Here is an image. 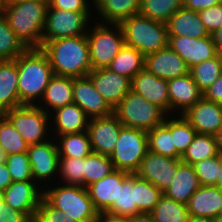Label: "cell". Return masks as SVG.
I'll list each match as a JSON object with an SVG mask.
<instances>
[{"label": "cell", "mask_w": 222, "mask_h": 222, "mask_svg": "<svg viewBox=\"0 0 222 222\" xmlns=\"http://www.w3.org/2000/svg\"><path fill=\"white\" fill-rule=\"evenodd\" d=\"M41 49L47 54L57 76L84 77L92 70L86 35L47 41Z\"/></svg>", "instance_id": "1"}, {"label": "cell", "mask_w": 222, "mask_h": 222, "mask_svg": "<svg viewBox=\"0 0 222 222\" xmlns=\"http://www.w3.org/2000/svg\"><path fill=\"white\" fill-rule=\"evenodd\" d=\"M15 61L20 103L37 105L54 76L48 56L41 48H27Z\"/></svg>", "instance_id": "2"}, {"label": "cell", "mask_w": 222, "mask_h": 222, "mask_svg": "<svg viewBox=\"0 0 222 222\" xmlns=\"http://www.w3.org/2000/svg\"><path fill=\"white\" fill-rule=\"evenodd\" d=\"M48 0H26L7 5L3 16L26 48L43 46Z\"/></svg>", "instance_id": "3"}, {"label": "cell", "mask_w": 222, "mask_h": 222, "mask_svg": "<svg viewBox=\"0 0 222 222\" xmlns=\"http://www.w3.org/2000/svg\"><path fill=\"white\" fill-rule=\"evenodd\" d=\"M52 185L43 188V198L51 206L78 222L96 221L98 212L95 210L85 187L59 182H55V186Z\"/></svg>", "instance_id": "4"}, {"label": "cell", "mask_w": 222, "mask_h": 222, "mask_svg": "<svg viewBox=\"0 0 222 222\" xmlns=\"http://www.w3.org/2000/svg\"><path fill=\"white\" fill-rule=\"evenodd\" d=\"M119 25L122 28L125 44L136 48L144 56L168 46L167 24L136 14Z\"/></svg>", "instance_id": "5"}, {"label": "cell", "mask_w": 222, "mask_h": 222, "mask_svg": "<svg viewBox=\"0 0 222 222\" xmlns=\"http://www.w3.org/2000/svg\"><path fill=\"white\" fill-rule=\"evenodd\" d=\"M94 23L86 33L92 70L107 68L125 44L119 24Z\"/></svg>", "instance_id": "6"}, {"label": "cell", "mask_w": 222, "mask_h": 222, "mask_svg": "<svg viewBox=\"0 0 222 222\" xmlns=\"http://www.w3.org/2000/svg\"><path fill=\"white\" fill-rule=\"evenodd\" d=\"M113 113L123 126L144 131L163 124L168 116L161 108L132 90L113 109Z\"/></svg>", "instance_id": "7"}, {"label": "cell", "mask_w": 222, "mask_h": 222, "mask_svg": "<svg viewBox=\"0 0 222 222\" xmlns=\"http://www.w3.org/2000/svg\"><path fill=\"white\" fill-rule=\"evenodd\" d=\"M3 115L28 145L39 144L52 137L50 115L37 105H22Z\"/></svg>", "instance_id": "8"}, {"label": "cell", "mask_w": 222, "mask_h": 222, "mask_svg": "<svg viewBox=\"0 0 222 222\" xmlns=\"http://www.w3.org/2000/svg\"><path fill=\"white\" fill-rule=\"evenodd\" d=\"M147 151V131L123 126L110 159L114 169L135 174Z\"/></svg>", "instance_id": "9"}, {"label": "cell", "mask_w": 222, "mask_h": 222, "mask_svg": "<svg viewBox=\"0 0 222 222\" xmlns=\"http://www.w3.org/2000/svg\"><path fill=\"white\" fill-rule=\"evenodd\" d=\"M93 12H73L47 8L43 28V45L50 40L86 35ZM90 22V23H89Z\"/></svg>", "instance_id": "10"}, {"label": "cell", "mask_w": 222, "mask_h": 222, "mask_svg": "<svg viewBox=\"0 0 222 222\" xmlns=\"http://www.w3.org/2000/svg\"><path fill=\"white\" fill-rule=\"evenodd\" d=\"M53 139L52 137L45 142L29 145L27 150L33 179L42 189L58 179L59 153Z\"/></svg>", "instance_id": "11"}, {"label": "cell", "mask_w": 222, "mask_h": 222, "mask_svg": "<svg viewBox=\"0 0 222 222\" xmlns=\"http://www.w3.org/2000/svg\"><path fill=\"white\" fill-rule=\"evenodd\" d=\"M181 162V159L163 156L148 150L135 174L164 192L173 182L177 167Z\"/></svg>", "instance_id": "12"}, {"label": "cell", "mask_w": 222, "mask_h": 222, "mask_svg": "<svg viewBox=\"0 0 222 222\" xmlns=\"http://www.w3.org/2000/svg\"><path fill=\"white\" fill-rule=\"evenodd\" d=\"M2 195L6 205L26 214L34 222L43 198V189L34 180L12 182Z\"/></svg>", "instance_id": "13"}, {"label": "cell", "mask_w": 222, "mask_h": 222, "mask_svg": "<svg viewBox=\"0 0 222 222\" xmlns=\"http://www.w3.org/2000/svg\"><path fill=\"white\" fill-rule=\"evenodd\" d=\"M123 124L112 113L105 117L91 118L87 133L94 153L110 156L115 149Z\"/></svg>", "instance_id": "14"}, {"label": "cell", "mask_w": 222, "mask_h": 222, "mask_svg": "<svg viewBox=\"0 0 222 222\" xmlns=\"http://www.w3.org/2000/svg\"><path fill=\"white\" fill-rule=\"evenodd\" d=\"M168 38L169 47L182 57L189 69L219 54L211 35L204 38L189 36H168Z\"/></svg>", "instance_id": "15"}, {"label": "cell", "mask_w": 222, "mask_h": 222, "mask_svg": "<svg viewBox=\"0 0 222 222\" xmlns=\"http://www.w3.org/2000/svg\"><path fill=\"white\" fill-rule=\"evenodd\" d=\"M95 89L114 109L131 90V79L108 68L93 69L88 73Z\"/></svg>", "instance_id": "16"}, {"label": "cell", "mask_w": 222, "mask_h": 222, "mask_svg": "<svg viewBox=\"0 0 222 222\" xmlns=\"http://www.w3.org/2000/svg\"><path fill=\"white\" fill-rule=\"evenodd\" d=\"M73 103L77 104L90 119L113 113V109L95 89L89 76L73 78Z\"/></svg>", "instance_id": "17"}, {"label": "cell", "mask_w": 222, "mask_h": 222, "mask_svg": "<svg viewBox=\"0 0 222 222\" xmlns=\"http://www.w3.org/2000/svg\"><path fill=\"white\" fill-rule=\"evenodd\" d=\"M131 90L170 115L168 80L156 77L144 68L131 79Z\"/></svg>", "instance_id": "18"}, {"label": "cell", "mask_w": 222, "mask_h": 222, "mask_svg": "<svg viewBox=\"0 0 222 222\" xmlns=\"http://www.w3.org/2000/svg\"><path fill=\"white\" fill-rule=\"evenodd\" d=\"M181 115L196 133L214 135L222 125V104L202 98Z\"/></svg>", "instance_id": "19"}, {"label": "cell", "mask_w": 222, "mask_h": 222, "mask_svg": "<svg viewBox=\"0 0 222 222\" xmlns=\"http://www.w3.org/2000/svg\"><path fill=\"white\" fill-rule=\"evenodd\" d=\"M144 68L156 77L170 80L189 73L185 61L169 45L145 56Z\"/></svg>", "instance_id": "20"}, {"label": "cell", "mask_w": 222, "mask_h": 222, "mask_svg": "<svg viewBox=\"0 0 222 222\" xmlns=\"http://www.w3.org/2000/svg\"><path fill=\"white\" fill-rule=\"evenodd\" d=\"M170 115H181L203 98V92L190 73L168 80ZM174 113V114H173Z\"/></svg>", "instance_id": "21"}, {"label": "cell", "mask_w": 222, "mask_h": 222, "mask_svg": "<svg viewBox=\"0 0 222 222\" xmlns=\"http://www.w3.org/2000/svg\"><path fill=\"white\" fill-rule=\"evenodd\" d=\"M129 174L115 169L106 177L86 187L93 206L98 213L106 212L113 205V202L117 201L118 189Z\"/></svg>", "instance_id": "22"}, {"label": "cell", "mask_w": 222, "mask_h": 222, "mask_svg": "<svg viewBox=\"0 0 222 222\" xmlns=\"http://www.w3.org/2000/svg\"><path fill=\"white\" fill-rule=\"evenodd\" d=\"M89 120L90 118L77 104H68L50 114V128L53 131L51 134L64 135L87 131Z\"/></svg>", "instance_id": "23"}, {"label": "cell", "mask_w": 222, "mask_h": 222, "mask_svg": "<svg viewBox=\"0 0 222 222\" xmlns=\"http://www.w3.org/2000/svg\"><path fill=\"white\" fill-rule=\"evenodd\" d=\"M71 103H73V78L54 75L37 106L50 115L53 111Z\"/></svg>", "instance_id": "24"}, {"label": "cell", "mask_w": 222, "mask_h": 222, "mask_svg": "<svg viewBox=\"0 0 222 222\" xmlns=\"http://www.w3.org/2000/svg\"><path fill=\"white\" fill-rule=\"evenodd\" d=\"M19 106L17 63L15 59L0 60V113Z\"/></svg>", "instance_id": "25"}, {"label": "cell", "mask_w": 222, "mask_h": 222, "mask_svg": "<svg viewBox=\"0 0 222 222\" xmlns=\"http://www.w3.org/2000/svg\"><path fill=\"white\" fill-rule=\"evenodd\" d=\"M186 205L190 216L214 219L222 206V190L216 186H200Z\"/></svg>", "instance_id": "26"}, {"label": "cell", "mask_w": 222, "mask_h": 222, "mask_svg": "<svg viewBox=\"0 0 222 222\" xmlns=\"http://www.w3.org/2000/svg\"><path fill=\"white\" fill-rule=\"evenodd\" d=\"M200 186L193 165L181 162L177 167V173L173 182L165 189L163 195L169 199L187 204L189 198Z\"/></svg>", "instance_id": "27"}, {"label": "cell", "mask_w": 222, "mask_h": 222, "mask_svg": "<svg viewBox=\"0 0 222 222\" xmlns=\"http://www.w3.org/2000/svg\"><path fill=\"white\" fill-rule=\"evenodd\" d=\"M168 36H189L191 38H204L210 36L201 21L198 12L178 9L167 23Z\"/></svg>", "instance_id": "28"}, {"label": "cell", "mask_w": 222, "mask_h": 222, "mask_svg": "<svg viewBox=\"0 0 222 222\" xmlns=\"http://www.w3.org/2000/svg\"><path fill=\"white\" fill-rule=\"evenodd\" d=\"M102 23L120 24L139 12L140 0H93ZM100 18V19H99ZM103 18V19H102Z\"/></svg>", "instance_id": "29"}, {"label": "cell", "mask_w": 222, "mask_h": 222, "mask_svg": "<svg viewBox=\"0 0 222 222\" xmlns=\"http://www.w3.org/2000/svg\"><path fill=\"white\" fill-rule=\"evenodd\" d=\"M148 150L167 157L181 159L176 151L173 136L171 135V115L165 118L163 124L147 131Z\"/></svg>", "instance_id": "30"}, {"label": "cell", "mask_w": 222, "mask_h": 222, "mask_svg": "<svg viewBox=\"0 0 222 222\" xmlns=\"http://www.w3.org/2000/svg\"><path fill=\"white\" fill-rule=\"evenodd\" d=\"M52 137L56 141L59 157L85 158L93 152L87 131Z\"/></svg>", "instance_id": "31"}, {"label": "cell", "mask_w": 222, "mask_h": 222, "mask_svg": "<svg viewBox=\"0 0 222 222\" xmlns=\"http://www.w3.org/2000/svg\"><path fill=\"white\" fill-rule=\"evenodd\" d=\"M144 64L145 56L136 48L124 44L107 68L132 79L144 69Z\"/></svg>", "instance_id": "32"}, {"label": "cell", "mask_w": 222, "mask_h": 222, "mask_svg": "<svg viewBox=\"0 0 222 222\" xmlns=\"http://www.w3.org/2000/svg\"><path fill=\"white\" fill-rule=\"evenodd\" d=\"M109 213L132 216L138 214L136 204V174H129L118 189L117 201L106 211Z\"/></svg>", "instance_id": "33"}, {"label": "cell", "mask_w": 222, "mask_h": 222, "mask_svg": "<svg viewBox=\"0 0 222 222\" xmlns=\"http://www.w3.org/2000/svg\"><path fill=\"white\" fill-rule=\"evenodd\" d=\"M219 154L214 135L197 133L192 143L181 156L183 163L193 165L204 159L214 157Z\"/></svg>", "instance_id": "34"}, {"label": "cell", "mask_w": 222, "mask_h": 222, "mask_svg": "<svg viewBox=\"0 0 222 222\" xmlns=\"http://www.w3.org/2000/svg\"><path fill=\"white\" fill-rule=\"evenodd\" d=\"M183 7V0H140L138 14L167 24L176 11Z\"/></svg>", "instance_id": "35"}, {"label": "cell", "mask_w": 222, "mask_h": 222, "mask_svg": "<svg viewBox=\"0 0 222 222\" xmlns=\"http://www.w3.org/2000/svg\"><path fill=\"white\" fill-rule=\"evenodd\" d=\"M189 73L200 90L204 92L222 73V55L218 54L216 57L193 66Z\"/></svg>", "instance_id": "36"}, {"label": "cell", "mask_w": 222, "mask_h": 222, "mask_svg": "<svg viewBox=\"0 0 222 222\" xmlns=\"http://www.w3.org/2000/svg\"><path fill=\"white\" fill-rule=\"evenodd\" d=\"M150 213L155 222H187L190 216L186 204L164 195Z\"/></svg>", "instance_id": "37"}, {"label": "cell", "mask_w": 222, "mask_h": 222, "mask_svg": "<svg viewBox=\"0 0 222 222\" xmlns=\"http://www.w3.org/2000/svg\"><path fill=\"white\" fill-rule=\"evenodd\" d=\"M114 170L110 156L92 152L84 158V187L99 181Z\"/></svg>", "instance_id": "38"}, {"label": "cell", "mask_w": 222, "mask_h": 222, "mask_svg": "<svg viewBox=\"0 0 222 222\" xmlns=\"http://www.w3.org/2000/svg\"><path fill=\"white\" fill-rule=\"evenodd\" d=\"M26 49L8 25L6 18L0 15V60L16 59Z\"/></svg>", "instance_id": "39"}, {"label": "cell", "mask_w": 222, "mask_h": 222, "mask_svg": "<svg viewBox=\"0 0 222 222\" xmlns=\"http://www.w3.org/2000/svg\"><path fill=\"white\" fill-rule=\"evenodd\" d=\"M58 179L55 182L84 187V158L59 157Z\"/></svg>", "instance_id": "40"}, {"label": "cell", "mask_w": 222, "mask_h": 222, "mask_svg": "<svg viewBox=\"0 0 222 222\" xmlns=\"http://www.w3.org/2000/svg\"><path fill=\"white\" fill-rule=\"evenodd\" d=\"M162 196L163 192L159 188L136 174V204L138 213H150Z\"/></svg>", "instance_id": "41"}, {"label": "cell", "mask_w": 222, "mask_h": 222, "mask_svg": "<svg viewBox=\"0 0 222 222\" xmlns=\"http://www.w3.org/2000/svg\"><path fill=\"white\" fill-rule=\"evenodd\" d=\"M28 146L16 128L3 116L0 119V147L8 155L27 152Z\"/></svg>", "instance_id": "42"}, {"label": "cell", "mask_w": 222, "mask_h": 222, "mask_svg": "<svg viewBox=\"0 0 222 222\" xmlns=\"http://www.w3.org/2000/svg\"><path fill=\"white\" fill-rule=\"evenodd\" d=\"M176 117V118H175ZM196 130L182 115H171V135L176 151L182 156L196 136Z\"/></svg>", "instance_id": "43"}, {"label": "cell", "mask_w": 222, "mask_h": 222, "mask_svg": "<svg viewBox=\"0 0 222 222\" xmlns=\"http://www.w3.org/2000/svg\"><path fill=\"white\" fill-rule=\"evenodd\" d=\"M201 186H216L221 167V154L193 164Z\"/></svg>", "instance_id": "44"}, {"label": "cell", "mask_w": 222, "mask_h": 222, "mask_svg": "<svg viewBox=\"0 0 222 222\" xmlns=\"http://www.w3.org/2000/svg\"><path fill=\"white\" fill-rule=\"evenodd\" d=\"M6 166L13 182L34 180L27 152L8 154Z\"/></svg>", "instance_id": "45"}, {"label": "cell", "mask_w": 222, "mask_h": 222, "mask_svg": "<svg viewBox=\"0 0 222 222\" xmlns=\"http://www.w3.org/2000/svg\"><path fill=\"white\" fill-rule=\"evenodd\" d=\"M34 222H78L62 211L55 209L44 198L37 208Z\"/></svg>", "instance_id": "46"}, {"label": "cell", "mask_w": 222, "mask_h": 222, "mask_svg": "<svg viewBox=\"0 0 222 222\" xmlns=\"http://www.w3.org/2000/svg\"><path fill=\"white\" fill-rule=\"evenodd\" d=\"M198 13L210 35L222 27V3L201 10Z\"/></svg>", "instance_id": "47"}, {"label": "cell", "mask_w": 222, "mask_h": 222, "mask_svg": "<svg viewBox=\"0 0 222 222\" xmlns=\"http://www.w3.org/2000/svg\"><path fill=\"white\" fill-rule=\"evenodd\" d=\"M91 1V3H90ZM48 0V8L73 12H91L93 0Z\"/></svg>", "instance_id": "48"}, {"label": "cell", "mask_w": 222, "mask_h": 222, "mask_svg": "<svg viewBox=\"0 0 222 222\" xmlns=\"http://www.w3.org/2000/svg\"><path fill=\"white\" fill-rule=\"evenodd\" d=\"M203 98L211 102L222 104V73L218 79L203 92Z\"/></svg>", "instance_id": "49"}, {"label": "cell", "mask_w": 222, "mask_h": 222, "mask_svg": "<svg viewBox=\"0 0 222 222\" xmlns=\"http://www.w3.org/2000/svg\"><path fill=\"white\" fill-rule=\"evenodd\" d=\"M0 222H33L26 214L11 209L5 204V209L0 212Z\"/></svg>", "instance_id": "50"}, {"label": "cell", "mask_w": 222, "mask_h": 222, "mask_svg": "<svg viewBox=\"0 0 222 222\" xmlns=\"http://www.w3.org/2000/svg\"><path fill=\"white\" fill-rule=\"evenodd\" d=\"M220 3H222V0H183V7L199 12Z\"/></svg>", "instance_id": "51"}, {"label": "cell", "mask_w": 222, "mask_h": 222, "mask_svg": "<svg viewBox=\"0 0 222 222\" xmlns=\"http://www.w3.org/2000/svg\"><path fill=\"white\" fill-rule=\"evenodd\" d=\"M95 222H128V217L109 212H100Z\"/></svg>", "instance_id": "52"}, {"label": "cell", "mask_w": 222, "mask_h": 222, "mask_svg": "<svg viewBox=\"0 0 222 222\" xmlns=\"http://www.w3.org/2000/svg\"><path fill=\"white\" fill-rule=\"evenodd\" d=\"M13 182L6 163L0 165V192L2 193Z\"/></svg>", "instance_id": "53"}, {"label": "cell", "mask_w": 222, "mask_h": 222, "mask_svg": "<svg viewBox=\"0 0 222 222\" xmlns=\"http://www.w3.org/2000/svg\"><path fill=\"white\" fill-rule=\"evenodd\" d=\"M128 222H155L151 213L141 212L128 217Z\"/></svg>", "instance_id": "54"}, {"label": "cell", "mask_w": 222, "mask_h": 222, "mask_svg": "<svg viewBox=\"0 0 222 222\" xmlns=\"http://www.w3.org/2000/svg\"><path fill=\"white\" fill-rule=\"evenodd\" d=\"M213 43L216 46L217 52L222 55V27L211 34Z\"/></svg>", "instance_id": "55"}, {"label": "cell", "mask_w": 222, "mask_h": 222, "mask_svg": "<svg viewBox=\"0 0 222 222\" xmlns=\"http://www.w3.org/2000/svg\"><path fill=\"white\" fill-rule=\"evenodd\" d=\"M215 142L220 154H222V125L218 131L214 134Z\"/></svg>", "instance_id": "56"}, {"label": "cell", "mask_w": 222, "mask_h": 222, "mask_svg": "<svg viewBox=\"0 0 222 222\" xmlns=\"http://www.w3.org/2000/svg\"><path fill=\"white\" fill-rule=\"evenodd\" d=\"M187 222H213L212 218L202 216H189Z\"/></svg>", "instance_id": "57"}, {"label": "cell", "mask_w": 222, "mask_h": 222, "mask_svg": "<svg viewBox=\"0 0 222 222\" xmlns=\"http://www.w3.org/2000/svg\"><path fill=\"white\" fill-rule=\"evenodd\" d=\"M216 187L220 188L222 190V154H221V167L219 170L218 180Z\"/></svg>", "instance_id": "58"}, {"label": "cell", "mask_w": 222, "mask_h": 222, "mask_svg": "<svg viewBox=\"0 0 222 222\" xmlns=\"http://www.w3.org/2000/svg\"><path fill=\"white\" fill-rule=\"evenodd\" d=\"M7 154L6 152L0 147V165L6 163Z\"/></svg>", "instance_id": "59"}, {"label": "cell", "mask_w": 222, "mask_h": 222, "mask_svg": "<svg viewBox=\"0 0 222 222\" xmlns=\"http://www.w3.org/2000/svg\"><path fill=\"white\" fill-rule=\"evenodd\" d=\"M7 6L6 0H0V15H3Z\"/></svg>", "instance_id": "60"}, {"label": "cell", "mask_w": 222, "mask_h": 222, "mask_svg": "<svg viewBox=\"0 0 222 222\" xmlns=\"http://www.w3.org/2000/svg\"><path fill=\"white\" fill-rule=\"evenodd\" d=\"M5 209V203L3 201V195L0 192V212L3 211Z\"/></svg>", "instance_id": "61"}, {"label": "cell", "mask_w": 222, "mask_h": 222, "mask_svg": "<svg viewBox=\"0 0 222 222\" xmlns=\"http://www.w3.org/2000/svg\"><path fill=\"white\" fill-rule=\"evenodd\" d=\"M26 1V0H6L7 5H11L17 2Z\"/></svg>", "instance_id": "62"}, {"label": "cell", "mask_w": 222, "mask_h": 222, "mask_svg": "<svg viewBox=\"0 0 222 222\" xmlns=\"http://www.w3.org/2000/svg\"><path fill=\"white\" fill-rule=\"evenodd\" d=\"M213 222H222V217L221 216H217L213 219Z\"/></svg>", "instance_id": "63"}, {"label": "cell", "mask_w": 222, "mask_h": 222, "mask_svg": "<svg viewBox=\"0 0 222 222\" xmlns=\"http://www.w3.org/2000/svg\"><path fill=\"white\" fill-rule=\"evenodd\" d=\"M218 216H221V217H222V206L220 207V210H219Z\"/></svg>", "instance_id": "64"}, {"label": "cell", "mask_w": 222, "mask_h": 222, "mask_svg": "<svg viewBox=\"0 0 222 222\" xmlns=\"http://www.w3.org/2000/svg\"><path fill=\"white\" fill-rule=\"evenodd\" d=\"M3 116H4L3 113H0V119H1Z\"/></svg>", "instance_id": "65"}]
</instances>
